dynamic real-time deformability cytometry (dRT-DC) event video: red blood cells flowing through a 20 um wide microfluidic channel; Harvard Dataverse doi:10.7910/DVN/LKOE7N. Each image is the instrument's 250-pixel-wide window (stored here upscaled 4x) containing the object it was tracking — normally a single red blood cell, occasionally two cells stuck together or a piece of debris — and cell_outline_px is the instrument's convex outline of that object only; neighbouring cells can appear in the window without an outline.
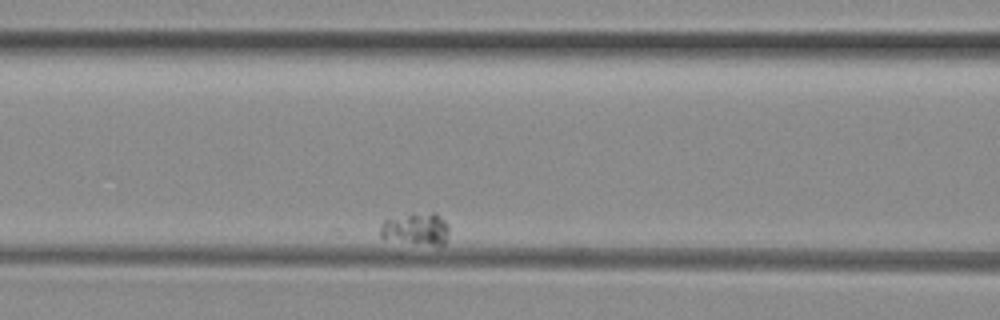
{"species": "common noctule bat (a hibernating species)", "species_latin": "Nyctalus noctula", "temperature_condition": "room temperature", "stored_images_in_passage": 4, "camera_frame_rate_fps": 3000, "um_per_image_px": 0.085, "animal": {"sex": "female", "body_mass_g": 29.2, "forearm_length_mm": 56.3}, "frame": {"image": 1, "passage_image": 4, "time_ms": 1.0, "image_size_px": [1000, 320], "cell_outline_px": [[448, 232], [444, 244], [432, 244], [404, 240], [380, 236], [380, 224], [388, 216], [432, 212], [436, 212], [448, 224]], "centroid_in_image_um": [35.36, 19.38], "position_along_channel_um": 131.2, "area_um2": 12.48}}